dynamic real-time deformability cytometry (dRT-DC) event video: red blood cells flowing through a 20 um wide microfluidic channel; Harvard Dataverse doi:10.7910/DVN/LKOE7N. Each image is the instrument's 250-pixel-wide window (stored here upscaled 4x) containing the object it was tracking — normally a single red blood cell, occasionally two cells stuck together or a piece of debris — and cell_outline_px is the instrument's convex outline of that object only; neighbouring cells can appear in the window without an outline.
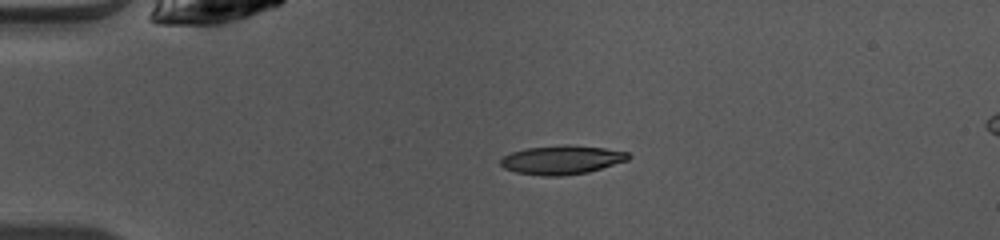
{"species": "common noctule bat (a hibernating species)", "species_latin": "Nyctalus noctula", "temperature_condition": "warm", "stored_images_in_passage": 38, "camera_frame_rate_fps": 3000, "um_per_image_px": 0.085, "animal": {"sex": "female", "body_mass_g": 10.0, "forearm_length_mm": 53.1}, "frame": {"image": 1, "passage_image": 1, "time_ms": 0.0, "image_size_px": [1000, 240], "cell_outline_px": [[632, 156], [628, 160], [588, 172], [560, 176], [544, 176], [516, 172], [504, 168], [500, 164], [500, 160], [504, 156], [512, 152], [528, 148], [564, 144], [568, 144], [604, 148], [628, 152]], "centroid_in_image_um": [47.77, 13.58], "position_along_channel_um": 37.2, "area_um2": 21.44}}
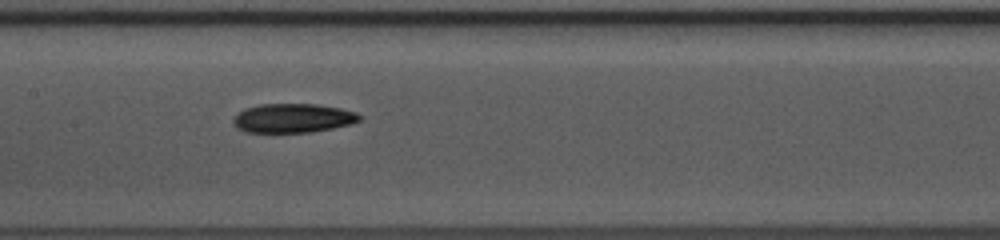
{"frame": {"image": 2, "passage_image": 14, "time_ms": 4.333, "image_size_px": [1000, 240], "cell_outline_px": [[364, 116], [360, 120], [352, 124], [312, 132], [244, 132], [236, 128], [232, 120], [236, 112], [244, 108], [260, 104], [316, 104], [340, 108], [356, 112]], "centroid_in_image_um": [24.88, 10.04], "position_along_channel_um": 182.5, "area_um2": 21.68}}
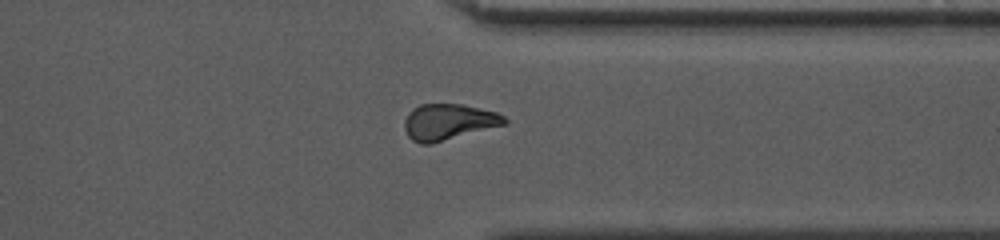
{"frame": {"image": 3, "passage_image": 28, "time_ms": 9.0, "image_size_px": [1000, 240], "cell_outline_px": [[508, 124], [432, 144], [420, 144], [412, 140], [408, 136], [404, 128], [404, 120], [408, 112], [412, 108], [420, 104], [464, 104], [496, 112], [504, 116], [508, 120]], "centroid_in_image_um": [38.13, 10.37], "position_along_channel_um": 373.3, "area_um2": 21.39}, "authors_computed_cell_mechanics": {"area_um2": 21.386, "velocity_mm_per_s": 4.1167, "shape_relaxation_time_tau1_ms": 7.4027, "shape_relaxation_time_tau2_ms": 4.0005, "deformation_change_tau1": 0.18, "deformation_change_tau2": 0.1098}}